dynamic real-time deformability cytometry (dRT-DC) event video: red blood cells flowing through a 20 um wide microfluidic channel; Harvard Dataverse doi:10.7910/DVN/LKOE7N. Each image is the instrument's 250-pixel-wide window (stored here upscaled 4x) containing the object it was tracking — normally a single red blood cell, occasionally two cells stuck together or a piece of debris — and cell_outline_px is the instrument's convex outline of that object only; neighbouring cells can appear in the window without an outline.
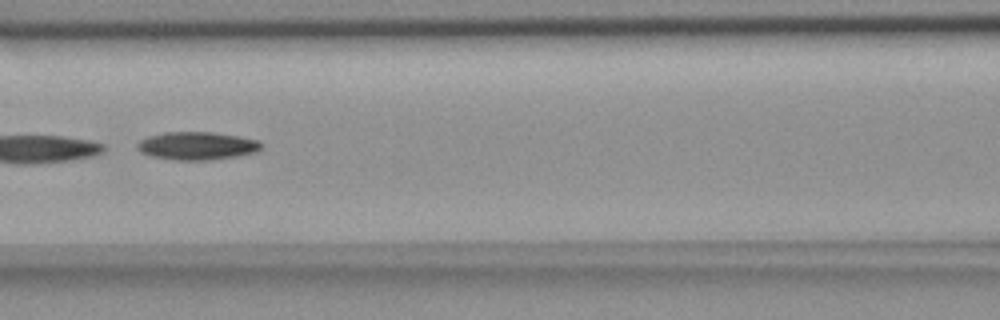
{"species": "common noctule bat (a hibernating species)", "species_latin": "Nyctalus noctula", "temperature_condition": "room temperature", "stored_images_in_passage": 9, "camera_frame_rate_fps": 3000, "um_per_image_px": 0.085, "animal": {"sex": "female", "body_mass_g": 18.4}, "frame": {"image": 1, "passage_image": 7, "time_ms": 6.667, "image_size_px": [1000, 320], "cell_outline_px": [[264, 144], [256, 152], [236, 156], [212, 160], [176, 160], [152, 156], [140, 152], [136, 148], [136, 144], [140, 140], [148, 136], [164, 132], [212, 132], [240, 136], [260, 140]], "centroid_in_image_um": [16.76, 12.39], "position_along_channel_um": 149.8, "area_um2": 20.4}}
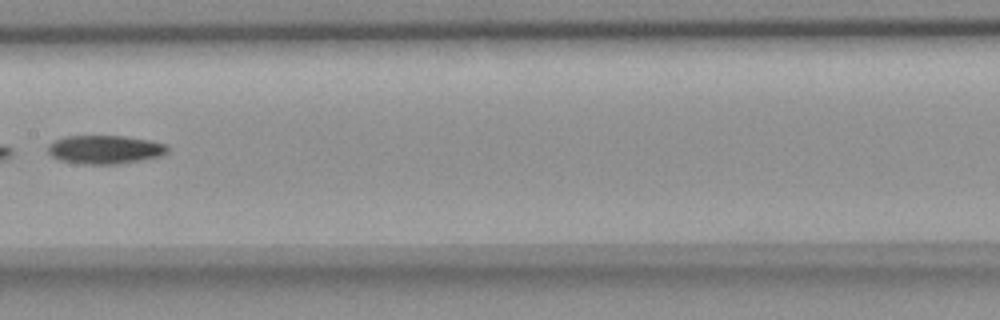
{"frame": {"image": 2, "passage_image": 8, "time_ms": 8.0, "image_size_px": [1000, 320], "cell_outline_px": [[168, 152], [160, 156], [140, 160], [116, 164], [84, 164], [60, 160], [52, 156], [48, 152], [48, 144], [64, 136], [124, 136], [148, 140], [168, 144]], "centroid_in_image_um": [8.92, 12.7], "position_along_channel_um": 198.5, "area_um2": 19.83}}
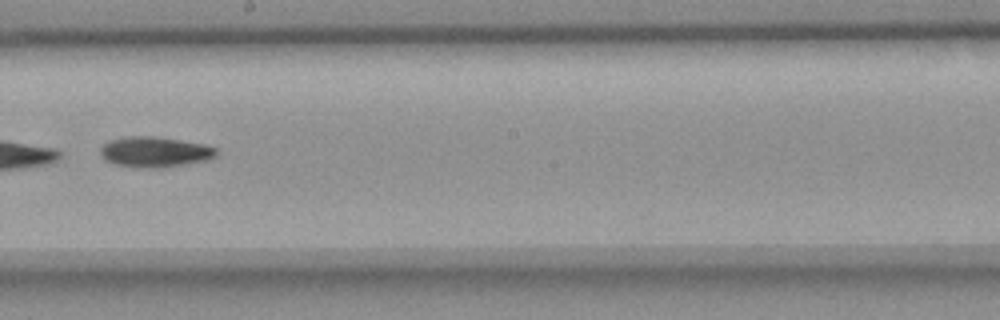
{"frame": {"image": 3, "passage_image": 9, "time_ms": 9.0, "image_size_px": [1000, 320], "cell_outline_px": [[216, 156], [208, 160], [160, 168], [148, 168], [116, 164], [104, 160], [100, 156], [100, 148], [108, 140], [128, 136], [152, 136], [180, 140], [204, 144], [216, 148]], "centroid_in_image_um": [13.13, 12.91], "position_along_channel_um": 235.1, "area_um2": 20.52}}